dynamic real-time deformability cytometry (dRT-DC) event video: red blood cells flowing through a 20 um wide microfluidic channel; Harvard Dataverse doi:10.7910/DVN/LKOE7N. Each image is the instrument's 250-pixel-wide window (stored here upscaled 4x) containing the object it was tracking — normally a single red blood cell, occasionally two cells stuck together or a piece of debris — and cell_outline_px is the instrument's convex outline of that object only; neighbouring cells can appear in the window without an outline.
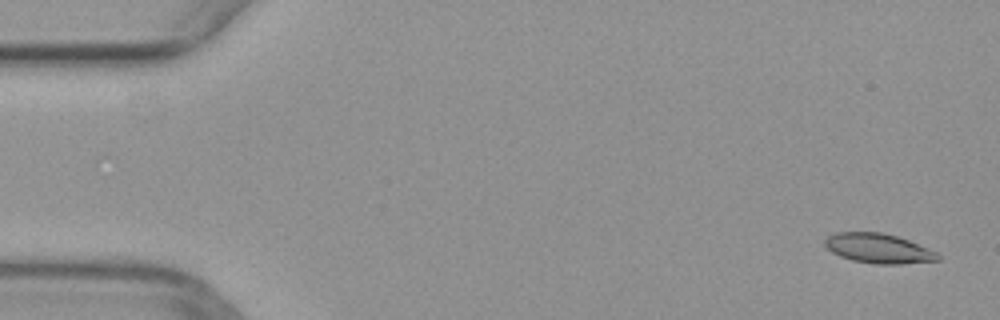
{"species": "common noctule bat (a hibernating species)", "species_latin": "Nyctalus noctula", "temperature_condition": "warm", "stored_images_in_passage": 50, "camera_frame_rate_fps": 3000, "um_per_image_px": 0.085, "animal": {"sex": "female", "body_mass_g": 29.2, "forearm_length_mm": 56.3}, "frame": {"image": 1, "passage_image": 2, "time_ms": 0.333, "image_size_px": [1000, 320], "cell_outline_px": [[940, 260], [900, 264], [876, 264], [852, 260], [840, 256], [832, 252], [824, 244], [824, 240], [828, 236], [836, 232], [880, 232], [896, 236], [908, 240], [928, 248], [936, 252], [940, 256]], "centroid_in_image_um": [74.66, 21.11], "position_along_channel_um": 10.3, "area_um2": 19.42}}
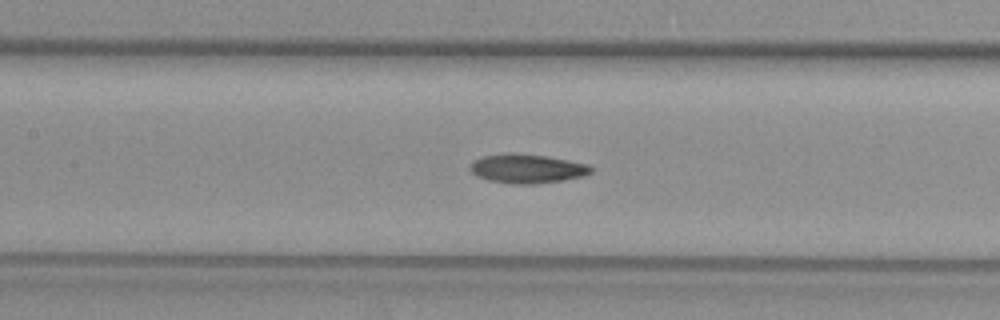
{"frame": {"image": 2, "passage_image": 23, "time_ms": 7.333, "image_size_px": [1000, 320], "cell_outline_px": [[596, 168], [592, 172], [584, 176], [564, 180], [532, 184], [512, 184], [488, 180], [476, 176], [468, 168], [472, 160], [484, 156], [508, 152], [512, 152], [548, 156], [588, 164]], "centroid_in_image_um": [44.8, 14.32], "position_along_channel_um": 162.6, "area_um2": 20.87}}
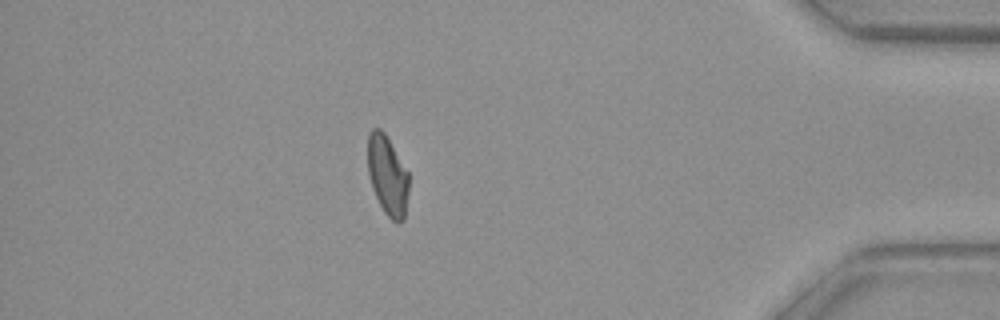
{"frame": {"image": 3, "passage_image": 44, "time_ms": 14.333, "image_size_px": [1000, 320], "cell_outline_px": [[408, 192], [404, 220], [400, 224], [396, 224], [384, 212], [372, 188], [368, 176], [368, 132], [372, 128], [380, 128], [384, 132], [408, 172]], "centroid_in_image_um": [32.93, 14.93], "position_along_channel_um": 402.3, "area_um2": 19.07}}